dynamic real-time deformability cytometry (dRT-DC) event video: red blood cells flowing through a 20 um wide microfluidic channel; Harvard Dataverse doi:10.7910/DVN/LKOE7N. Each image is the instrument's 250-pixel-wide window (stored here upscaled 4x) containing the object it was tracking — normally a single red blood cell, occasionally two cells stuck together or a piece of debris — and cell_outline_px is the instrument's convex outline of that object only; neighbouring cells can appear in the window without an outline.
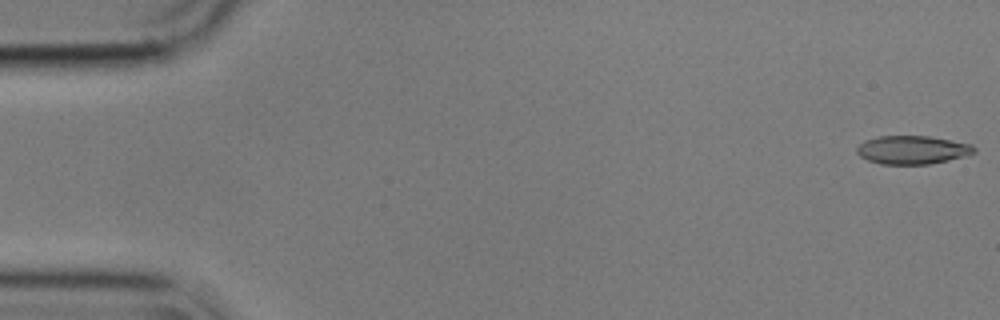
{"species": "common noctule bat (a hibernating species)", "species_latin": "Nyctalus noctula", "temperature_condition": "cold", "stored_images_in_passage": 16, "camera_frame_rate_fps": 3000, "um_per_image_px": 0.085, "animal": {"sex": "male", "body_mass_g": 17.9}, "frame": {"image": 1, "passage_image": 1, "time_ms": 0.0, "image_size_px": [1000, 320], "cell_outline_px": [[976, 152], [964, 156], [948, 160], [928, 164], [880, 164], [868, 160], [860, 156], [856, 152], [856, 148], [864, 140], [880, 136], [928, 136], [972, 144], [976, 148]], "centroid_in_image_um": [77.54, 12.74], "position_along_channel_um": 7.5, "area_um2": 19.36}}
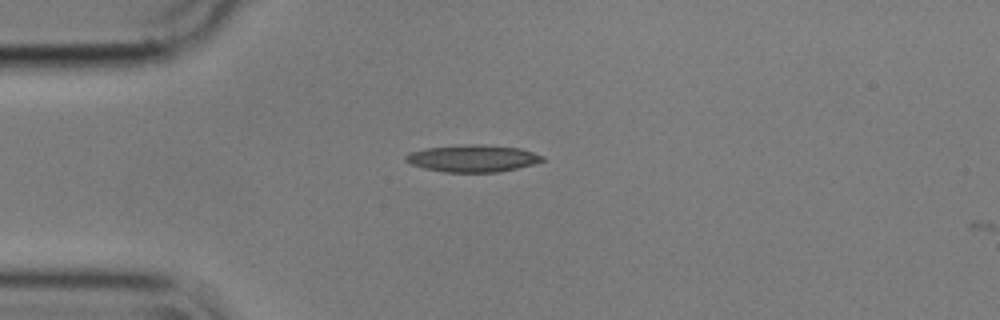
{"frame": {"image": 2, "passage_image": 15, "time_ms": 4.667, "image_size_px": [1000, 320], "cell_outline_px": [[544, 160], [532, 164], [516, 168], [496, 172], [444, 172], [424, 168], [412, 164], [404, 160], [404, 156], [408, 152], [424, 148], [472, 144], [480, 144], [520, 148], [544, 156]], "centroid_in_image_um": [40.14, 13.45], "position_along_channel_um": 44.9, "area_um2": 21.44}}